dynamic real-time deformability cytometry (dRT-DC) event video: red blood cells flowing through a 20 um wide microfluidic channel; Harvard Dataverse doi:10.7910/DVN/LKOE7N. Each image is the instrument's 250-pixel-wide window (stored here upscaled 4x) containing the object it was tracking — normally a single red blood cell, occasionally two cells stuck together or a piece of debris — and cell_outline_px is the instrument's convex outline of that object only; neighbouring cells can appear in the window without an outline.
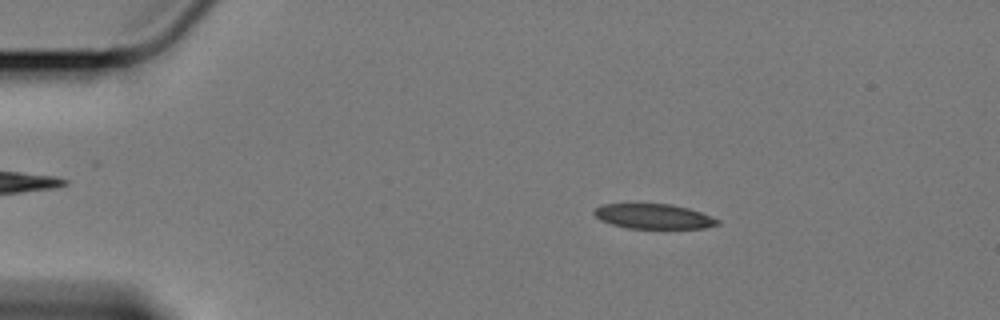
{"species": "Egyptian fruit bat (a non-hibernating species)", "species_latin": "Rousettus aegyptiacus", "temperature_condition": "cold", "stored_images_in_passage": 59, "camera_frame_rate_fps": 3000, "um_per_image_px": 0.085, "animal": {"sex": "female"}, "frame": {"image": 1, "passage_image": 10, "time_ms": 3.0, "image_size_px": [1000, 320], "cell_outline_px": [[720, 224], [704, 228], [628, 228], [612, 224], [600, 220], [592, 212], [596, 208], [604, 204], [672, 204], [688, 208], [700, 212], [720, 220]], "centroid_in_image_um": [55.56, 18.39], "position_along_channel_um": 29.4, "area_um2": 17.74}}
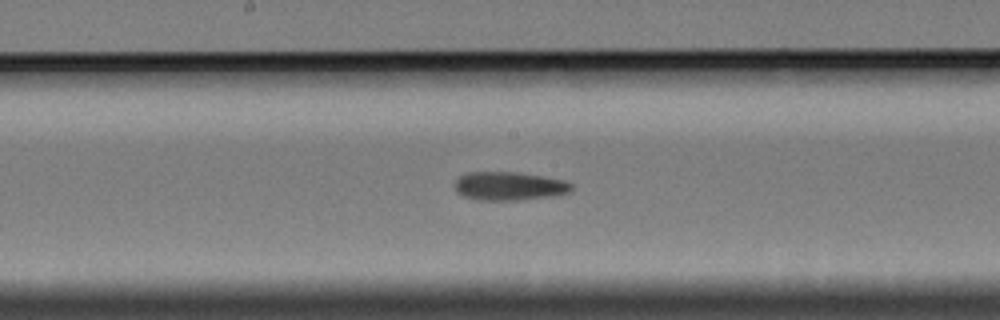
{"frame": {"image": 2, "passage_image": 31, "time_ms": 10.0, "image_size_px": [1000, 320], "cell_outline_px": [[572, 188], [568, 192], [560, 196], [520, 200], [484, 200], [464, 196], [456, 192], [452, 184], [460, 176], [468, 172], [516, 172], [544, 176], [564, 180], [572, 184]], "centroid_in_image_um": [43.3, 15.82], "position_along_channel_um": 204.9, "area_um2": 19.65}}
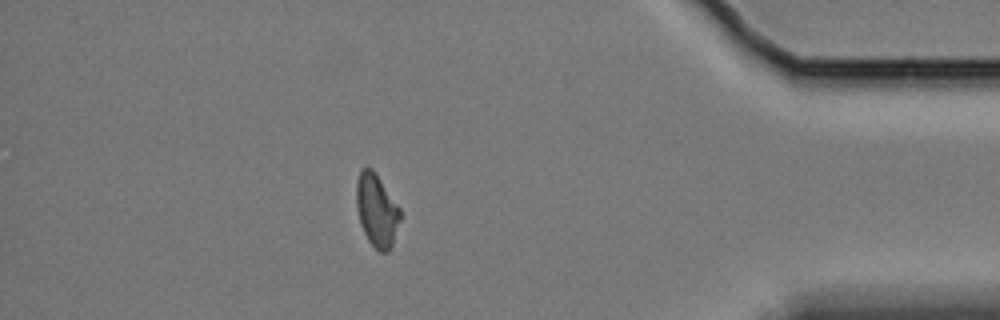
{"frame": {"image": 3, "passage_image": 52, "time_ms": 17.0, "image_size_px": [1000, 320], "cell_outline_px": [[400, 220], [392, 244], [388, 252], [380, 252], [368, 240], [360, 224], [356, 208], [356, 180], [360, 172], [364, 168], [372, 168], [376, 172], [400, 208]], "centroid_in_image_um": [32.01, 17.86], "position_along_channel_um": 403.2, "area_um2": 18.55}}